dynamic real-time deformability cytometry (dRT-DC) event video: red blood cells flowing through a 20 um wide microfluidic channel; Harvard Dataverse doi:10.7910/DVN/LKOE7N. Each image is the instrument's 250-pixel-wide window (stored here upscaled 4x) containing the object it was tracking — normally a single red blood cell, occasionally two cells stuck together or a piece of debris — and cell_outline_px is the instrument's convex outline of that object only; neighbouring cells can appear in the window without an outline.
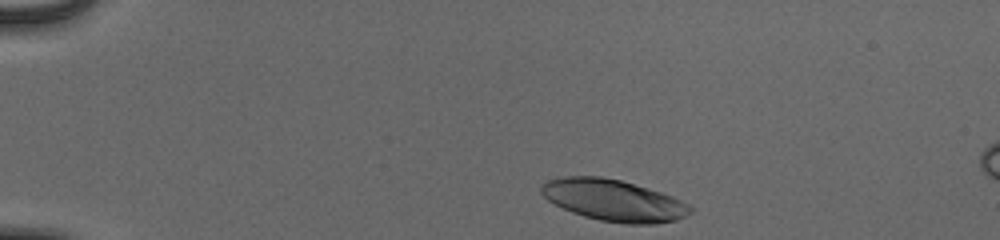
{"species": "human", "species_latin": "Homo sapiens", "temperature_condition": "cold", "stored_images_in_passage": 37, "camera_frame_rate_fps": 3000, "um_per_image_px": 0.085, "donor": {"sex": "male"}, "frame": {"image": 1, "passage_image": 1, "time_ms": 0.0, "image_size_px": [1000, 240], "cell_outline_px": [[692, 212], [676, 220], [656, 224], [624, 224], [600, 220], [584, 216], [572, 212], [548, 200], [540, 192], [540, 188], [548, 180], [564, 176], [600, 176], [620, 180], [660, 192], [672, 196], [688, 204], [692, 208]], "centroid_in_image_um": [52.16, 17.03], "position_along_channel_um": 32.8, "area_um2": 35.78}}
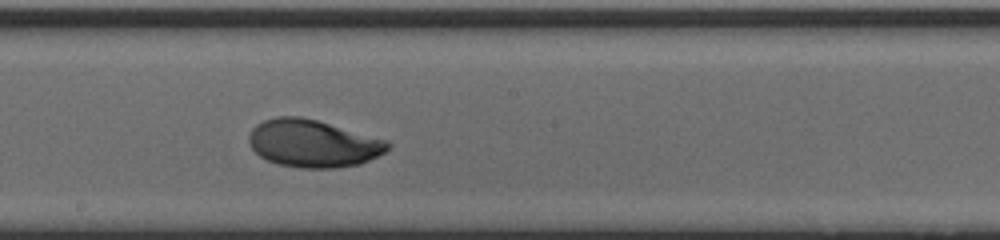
{"frame": {"image": 2, "passage_image": 22, "time_ms": 7.0, "image_size_px": [1000, 240], "cell_outline_px": [[392, 144], [384, 152], [360, 164], [336, 168], [300, 168], [276, 164], [260, 156], [252, 148], [248, 140], [248, 136], [252, 128], [256, 124], [264, 120], [276, 116], [300, 116], [316, 120], [388, 140]], "centroid_in_image_um": [26.58, 12.19], "position_along_channel_um": 221.6, "area_um2": 38.44}}
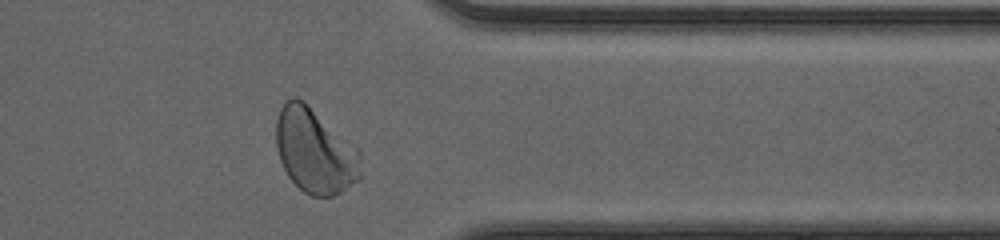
{"frame": {"image": 3, "passage_image": 35, "time_ms": 11.333, "image_size_px": [1000, 240], "cell_outline_px": [[360, 180], [340, 192], [332, 196], [312, 196], [304, 192], [288, 176], [280, 160], [276, 148], [276, 120], [280, 108], [292, 96], [296, 96], [304, 100], [356, 144], [360, 148]], "centroid_in_image_um": [26.79, 12.79], "position_along_channel_um": 384.6, "area_um2": 42.43}, "authors_computed_cell_mechanics": {"area_um2": 37.57, "velocity_mm_per_s": 3.8638, "shape_relaxation_time_tau1_ms": 3.0431, "shape_relaxation_time_tau2_ms": 1.6338, "deformation_change_tau1": 0.1865, "deformation_change_tau2": 0.039}}